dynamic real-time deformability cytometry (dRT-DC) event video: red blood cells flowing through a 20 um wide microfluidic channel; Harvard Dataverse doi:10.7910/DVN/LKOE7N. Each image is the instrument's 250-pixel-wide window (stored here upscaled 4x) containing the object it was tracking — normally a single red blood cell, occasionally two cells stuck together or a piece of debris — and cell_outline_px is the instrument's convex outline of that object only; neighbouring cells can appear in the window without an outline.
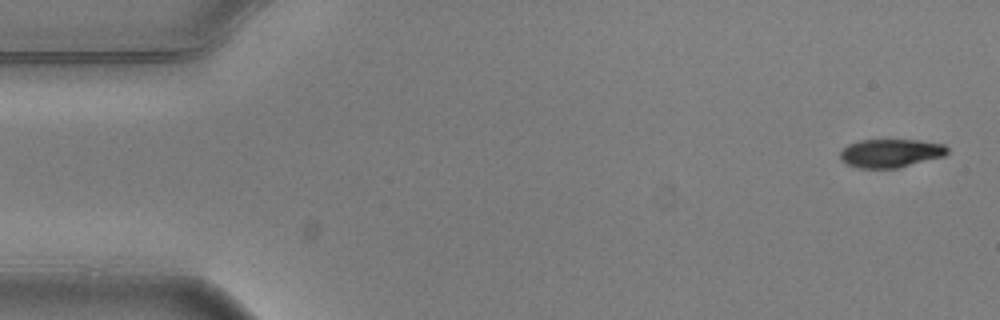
{"species": "common noctule bat (a hibernating species)", "species_latin": "Nyctalus noctula", "temperature_condition": "warm", "stored_images_in_passage": 4, "camera_frame_rate_fps": 3000, "um_per_image_px": 0.085, "animal": {"sex": "male", "body_mass_g": 20.5, "forearm_length_mm": 52.5}, "frame": {"image": 1, "passage_image": 1, "time_ms": 0.0, "image_size_px": [1000, 320], "cell_outline_px": [[948, 152], [944, 156], [896, 168], [856, 168], [840, 160], [840, 152], [848, 144], [860, 140], [920, 140], [944, 144], [948, 148]], "centroid_in_image_um": [75.69, 13.01], "position_along_channel_um": 9.3, "area_um2": 17.74}}
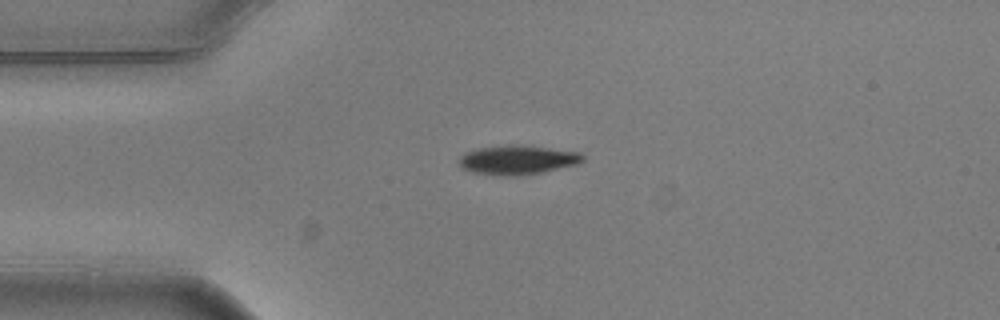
{"frame": {"image": 2, "passage_image": 4, "time_ms": 1.0, "image_size_px": [1000, 320], "cell_outline_px": [[584, 160], [580, 164], [540, 172], [516, 176], [508, 176], [472, 172], [464, 168], [460, 164], [460, 156], [464, 152], [476, 148], [548, 148], [580, 152], [584, 156]], "centroid_in_image_um": [44.03, 13.64], "position_along_channel_um": 41.0, "area_um2": 19.88}}